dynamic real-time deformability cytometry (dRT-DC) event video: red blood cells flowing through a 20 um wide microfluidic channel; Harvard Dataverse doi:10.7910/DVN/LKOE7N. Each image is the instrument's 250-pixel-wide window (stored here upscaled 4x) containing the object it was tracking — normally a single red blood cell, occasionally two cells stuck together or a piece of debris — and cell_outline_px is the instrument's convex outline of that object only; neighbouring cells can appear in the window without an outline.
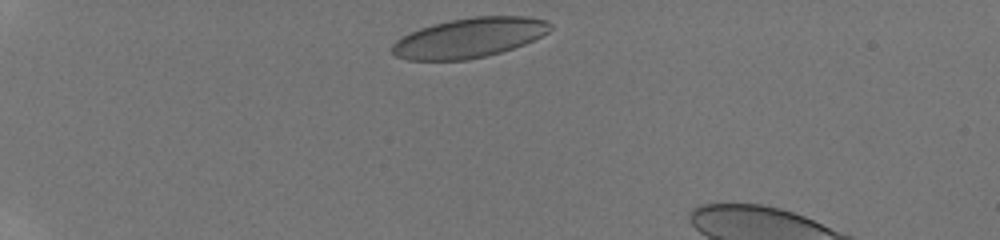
{"species": "human", "species_latin": "Homo sapiens", "temperature_condition": "room temperature", "stored_images_in_passage": 16, "camera_frame_rate_fps": 3000, "um_per_image_px": 0.085, "donor": {"sex": "male"}, "frame": {"image": 1, "passage_image": 4, "time_ms": 0.333, "image_size_px": [1000, 240], "cell_outline_px": [[552, 28], [548, 32], [524, 44], [500, 52], [468, 60], [408, 60], [396, 56], [392, 52], [392, 44], [396, 40], [420, 28], [432, 24], [448, 20], [472, 16], [528, 16], [544, 20], [552, 24]], "centroid_in_image_um": [39.88, 3.2], "position_along_channel_um": 45.1, "area_um2": 36.47}}